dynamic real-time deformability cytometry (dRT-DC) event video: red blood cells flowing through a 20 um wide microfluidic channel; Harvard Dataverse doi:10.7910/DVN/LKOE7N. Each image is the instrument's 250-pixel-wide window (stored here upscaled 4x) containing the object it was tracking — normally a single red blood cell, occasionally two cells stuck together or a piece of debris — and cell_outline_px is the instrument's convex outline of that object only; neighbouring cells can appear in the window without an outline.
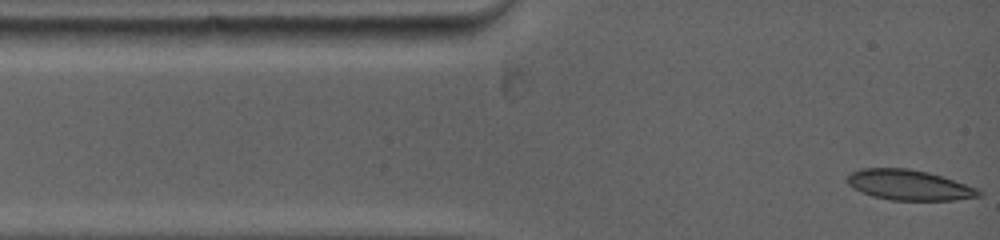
{"species": "common noctule bat (a hibernating species)", "species_latin": "Nyctalus noctula", "temperature_condition": "warm", "stored_images_in_passage": 68, "camera_frame_rate_fps": 5000, "um_per_image_px": 0.085, "animal": {"sex": "female", "body_mass_g": 19.0, "forearm_length_mm": 53.3}, "frame": {"image": 1, "passage_image": 1, "time_ms": 0.0, "image_size_px": [1000, 240], "cell_outline_px": [[984, 192], [980, 196], [952, 200], [888, 200], [872, 196], [860, 192], [852, 188], [844, 180], [852, 172], [864, 168], [908, 168], [928, 172], [976, 188]], "centroid_in_image_um": [77.21, 15.73], "position_along_channel_um": 7.8, "area_um2": 23.18}}
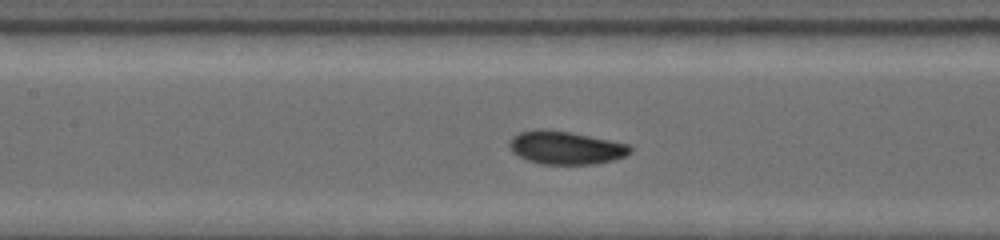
{"frame": {"image": 2, "passage_image": 30, "time_ms": 5.0, "image_size_px": [1000, 240], "cell_outline_px": [[632, 152], [624, 156], [612, 160], [596, 164], [540, 164], [516, 156], [512, 152], [508, 144], [512, 136], [520, 132], [540, 128], [568, 132], [628, 144], [632, 148]], "centroid_in_image_um": [48.04, 12.56], "position_along_channel_um": 159.4, "area_um2": 23.24}}
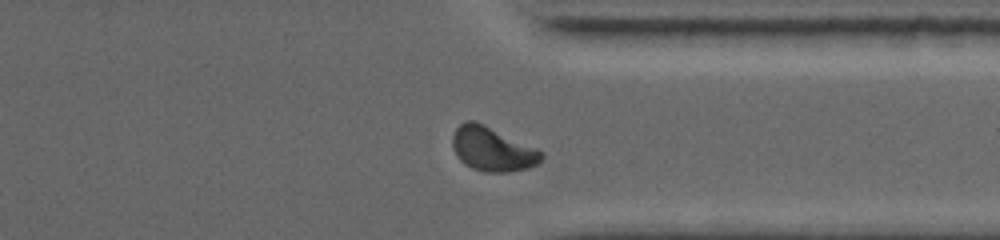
{"frame": {"image": 3, "passage_image": 59, "time_ms": 10.4, "image_size_px": [1000, 240], "cell_outline_px": [[544, 156], [536, 164], [528, 168], [508, 172], [484, 172], [472, 168], [464, 164], [456, 156], [452, 148], [452, 136], [456, 128], [464, 120], [476, 120], [536, 148], [544, 152]], "centroid_in_image_um": [41.82, 12.66], "position_along_channel_um": 369.6, "area_um2": 23.06}, "authors_computed_cell_mechanics": {"area_um2": 22.8021, "velocity_mm_per_s": 3.9117, "shape_relaxation_time_tau1_ms": 7.5499, "shape_relaxation_time_tau2_ms": 0.9424, "deformation_change_tau1": 0.1945, "deformation_change_tau2": 0.0349}}